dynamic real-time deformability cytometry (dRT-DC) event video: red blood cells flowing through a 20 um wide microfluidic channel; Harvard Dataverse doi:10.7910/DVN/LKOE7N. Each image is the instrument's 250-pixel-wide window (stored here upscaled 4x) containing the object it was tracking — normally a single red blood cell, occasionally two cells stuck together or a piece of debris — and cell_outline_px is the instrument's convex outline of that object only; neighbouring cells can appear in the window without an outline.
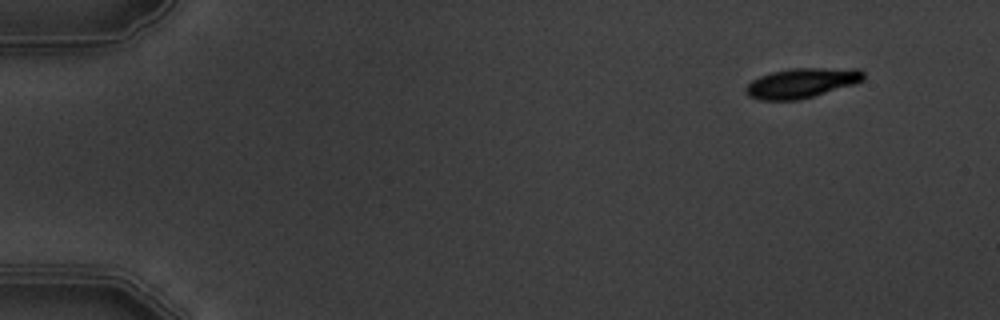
{"species": "common noctule bat (a hibernating species)", "species_latin": "Nyctalus noctula", "temperature_condition": "warm", "stored_images_in_passage": 7, "camera_frame_rate_fps": 3000, "um_per_image_px": 0.085, "animal": {"sex": "male", "body_mass_g": 19.5, "forearm_length_mm": 54.6}, "frame": {"image": 1, "passage_image": 1, "time_ms": 0.0, "image_size_px": [1000, 320], "cell_outline_px": [[864, 80], [852, 84], [800, 100], [760, 100], [748, 96], [744, 88], [752, 80], [760, 76], [772, 72], [788, 68], [860, 68], [864, 72]], "centroid_in_image_um": [68.13, 7.04], "position_along_channel_um": 16.9, "area_um2": 20.46}}
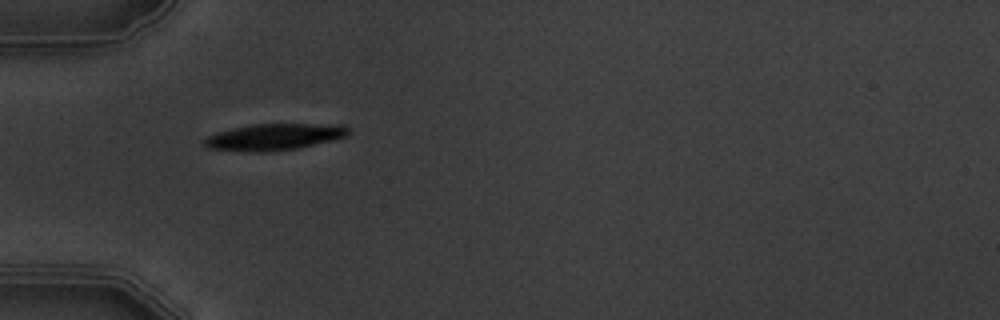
{"frame": {"image": 2, "passage_image": 4, "time_ms": 4.333, "image_size_px": [1000, 320], "cell_outline_px": [[352, 132], [348, 136], [296, 148], [272, 152], [248, 152], [208, 148], [204, 144], [204, 140], [208, 136], [216, 132], [232, 128], [252, 124], [344, 124]], "centroid_in_image_um": [23.33, 11.63], "position_along_channel_um": 61.7, "area_um2": 22.37}}